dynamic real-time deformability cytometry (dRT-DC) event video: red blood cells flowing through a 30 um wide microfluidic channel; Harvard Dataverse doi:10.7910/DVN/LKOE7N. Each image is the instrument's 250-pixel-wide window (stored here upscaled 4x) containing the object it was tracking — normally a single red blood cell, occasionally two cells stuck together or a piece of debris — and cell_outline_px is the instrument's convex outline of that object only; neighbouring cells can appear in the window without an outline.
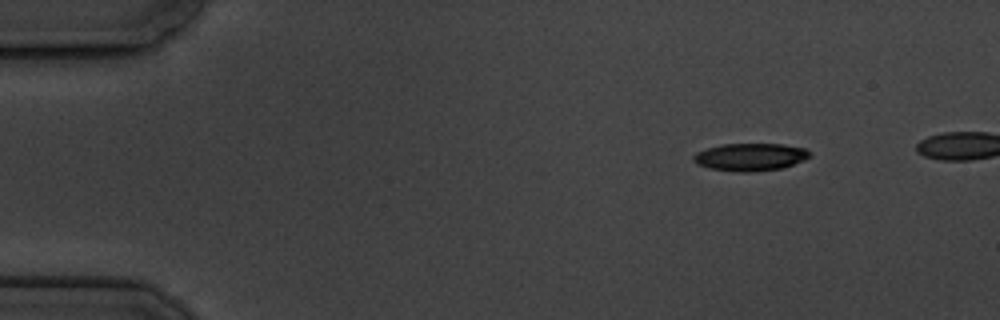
{"species": "common noctule bat (a hibernating species)", "species_latin": "Nyctalus noctula", "temperature_condition": "cold", "stored_images_in_passage": 6, "camera_frame_rate_fps": 3000, "um_per_image_px": 0.085, "animal": {"sex": "male", "body_mass_g": 19.5, "forearm_length_mm": 54.6}, "frame": {"image": 1, "passage_image": 1, "time_ms": 0.0, "image_size_px": [1000, 320], "cell_outline_px": [[812, 156], [804, 160], [780, 168], [752, 172], [740, 172], [708, 168], [696, 164], [692, 160], [692, 156], [696, 152], [708, 148], [724, 144], [784, 144], [808, 148], [812, 152]], "centroid_in_image_um": [63.8, 13.34], "position_along_channel_um": 21.2, "area_um2": 18.84}}